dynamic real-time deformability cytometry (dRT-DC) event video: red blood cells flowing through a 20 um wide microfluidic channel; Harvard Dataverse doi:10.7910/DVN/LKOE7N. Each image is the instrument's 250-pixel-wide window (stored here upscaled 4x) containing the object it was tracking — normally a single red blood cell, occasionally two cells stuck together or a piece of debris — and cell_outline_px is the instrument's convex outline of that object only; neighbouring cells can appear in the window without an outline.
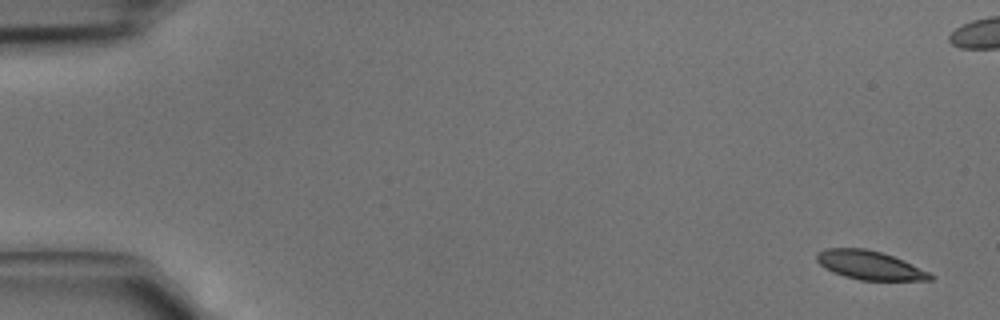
{"species": "common noctule bat (a hibernating species)", "species_latin": "Nyctalus noctula", "temperature_condition": "cold", "stored_images_in_passage": 5, "camera_frame_rate_fps": 3000, "um_per_image_px": 0.085, "animal": {"sex": "male", "body_mass_g": 15.6}, "frame": {"image": 1, "passage_image": 1, "time_ms": 0.0, "image_size_px": [1000, 320], "cell_outline_px": [[936, 276], [932, 280], [860, 280], [844, 276], [832, 272], [824, 268], [816, 260], [816, 252], [828, 248], [864, 248], [880, 252], [892, 256], [912, 264]], "centroid_in_image_um": [73.89, 22.54], "position_along_channel_um": 11.1, "area_um2": 18.96}}
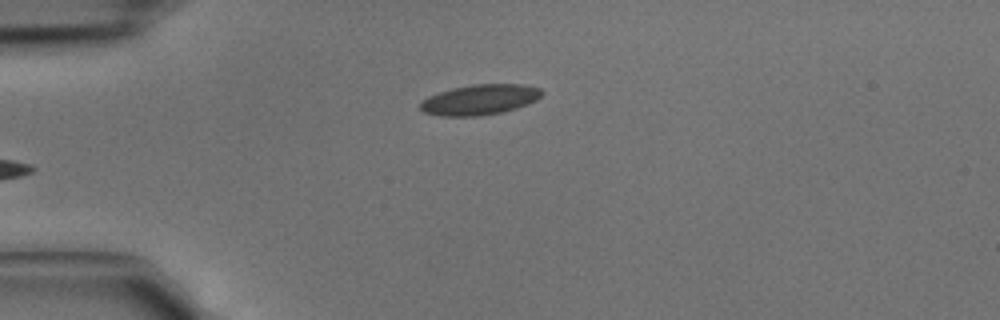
{"frame": {"image": 2, "passage_image": 5, "time_ms": 1.333, "image_size_px": [1000, 320], "cell_outline_px": [[544, 92], [536, 100], [528, 104], [504, 112], [480, 116], [440, 116], [424, 112], [420, 108], [420, 100], [428, 96], [452, 88], [472, 84], [524, 84], [540, 88]], "centroid_in_image_um": [40.78, 8.47], "position_along_channel_um": 44.2, "area_um2": 21.68}}